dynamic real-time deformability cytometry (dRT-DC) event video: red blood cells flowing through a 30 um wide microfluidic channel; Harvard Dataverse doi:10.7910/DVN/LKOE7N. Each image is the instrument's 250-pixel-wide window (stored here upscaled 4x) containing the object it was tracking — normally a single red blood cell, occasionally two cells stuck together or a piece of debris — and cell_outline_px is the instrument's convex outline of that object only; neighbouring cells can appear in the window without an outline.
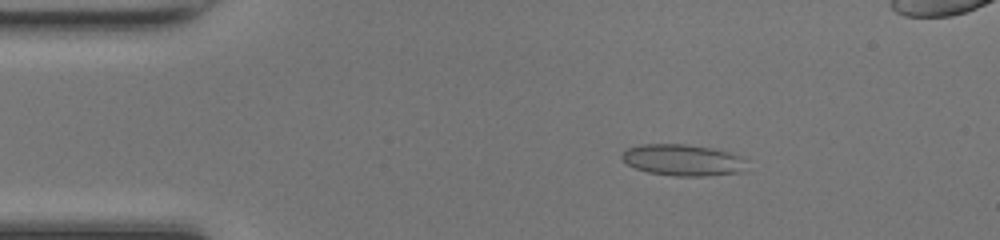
{"species": "common noctule bat (a hibernating species)", "species_latin": "Nyctalus noctula", "temperature_condition": "room temperature", "stored_images_in_passage": 48, "camera_frame_rate_fps": 3000, "um_per_image_px": 0.085, "animal": {"sex": "female", "body_mass_g": 17.0, "forearm_length_mm": 48.0}, "frame": {"image": 1, "passage_image": 7, "time_ms": 2.0, "image_size_px": [1000, 240], "cell_outline_px": [[748, 172], [708, 176], [676, 176], [648, 172], [636, 168], [628, 164], [620, 156], [628, 148], [640, 144], [684, 144], [712, 148], [728, 152], [740, 156], [748, 160]], "centroid_in_image_um": [58.14, 13.62], "position_along_channel_um": 26.9, "area_um2": 23.18}}
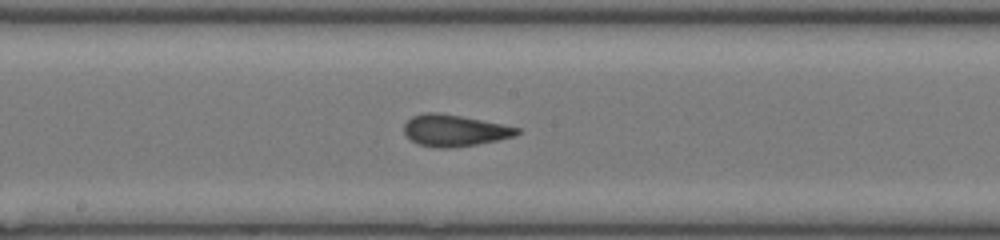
{"frame": {"image": 2, "passage_image": 24, "time_ms": 7.667, "image_size_px": [1000, 240], "cell_outline_px": [[520, 132], [512, 136], [496, 140], [476, 144], [448, 148], [436, 148], [416, 144], [404, 132], [404, 124], [412, 116], [424, 112], [436, 112], [460, 116], [504, 124], [520, 128]], "centroid_in_image_um": [38.59, 11.08], "position_along_channel_um": 209.6, "area_um2": 20.63}}
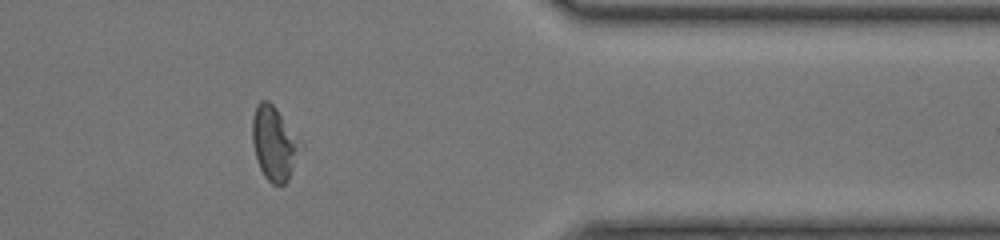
{"frame": {"image": 3, "passage_image": 38, "time_ms": 12.333, "image_size_px": [1000, 240], "cell_outline_px": [[304, 144], [288, 180], [284, 184], [272, 184], [264, 176], [260, 168], [252, 144], [252, 120], [256, 104], [260, 100], [268, 100], [276, 108]], "centroid_in_image_um": [23.32, 12.17], "position_along_channel_um": 388.1, "area_um2": 20.87}, "authors_computed_cell_mechanics": {"area_um2": 21.097, "velocity_mm_per_s": 4.294, "shape_relaxation_time_tau1_ms": 5.3246, "shape_relaxation_time_tau2_ms": 1.1203, "deformation_change_tau1": 0.1514, "deformation_change_tau2": 0.073}}